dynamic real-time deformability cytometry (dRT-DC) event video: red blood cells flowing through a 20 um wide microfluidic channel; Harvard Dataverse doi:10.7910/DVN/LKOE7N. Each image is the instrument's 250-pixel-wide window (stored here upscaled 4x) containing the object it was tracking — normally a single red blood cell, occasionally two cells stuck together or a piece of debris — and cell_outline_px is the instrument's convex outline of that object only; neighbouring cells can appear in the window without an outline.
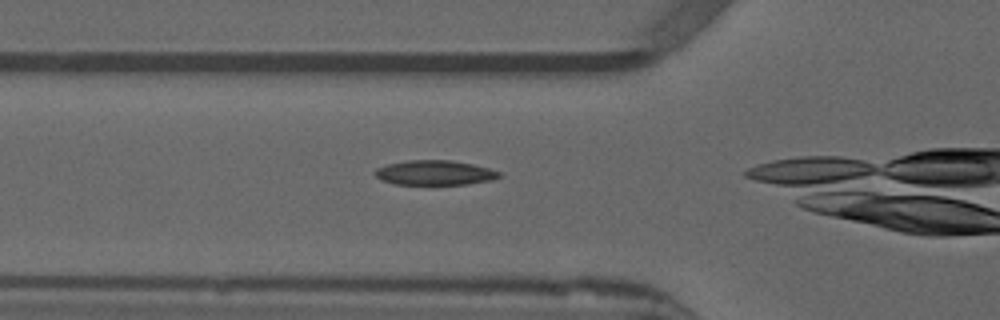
{"species": "common noctule bat (a hibernating species)", "species_latin": "Nyctalus noctula", "temperature_condition": "warm", "stored_images_in_passage": 15, "camera_frame_rate_fps": 3000, "um_per_image_px": 0.085, "animal": {"sex": "male", "forearm_length_mm": 52.5}, "frame": {"image": 1, "passage_image": 7, "time_ms": 2.0, "image_size_px": [1000, 320], "cell_outline_px": [[504, 176], [492, 180], [468, 184], [428, 188], [396, 184], [380, 180], [376, 176], [376, 168], [388, 164], [408, 160], [448, 160], [472, 164], [488, 168], [500, 172]], "centroid_in_image_um": [36.96, 14.74], "position_along_channel_um": 88.8, "area_um2": 18.84}}